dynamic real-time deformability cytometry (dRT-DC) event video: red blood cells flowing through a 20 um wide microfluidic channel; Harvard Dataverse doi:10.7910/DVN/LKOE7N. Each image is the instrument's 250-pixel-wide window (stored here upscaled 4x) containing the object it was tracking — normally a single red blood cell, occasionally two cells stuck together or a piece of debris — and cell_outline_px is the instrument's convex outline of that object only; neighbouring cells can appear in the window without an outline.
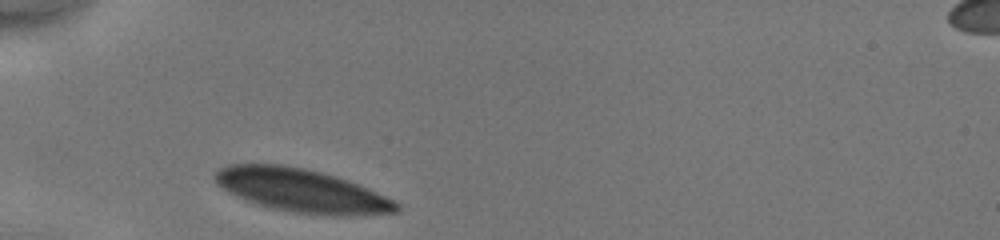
{"species": "human", "species_latin": "Homo sapiens", "temperature_condition": "cold", "stored_images_in_passage": 27, "camera_frame_rate_fps": 3000, "um_per_image_px": 0.085, "donor": {"sex": "male"}, "frame": {"image": 1, "passage_image": 1, "time_ms": 0.0, "image_size_px": [1000, 240], "cell_outline_px": [[400, 208], [396, 212], [360, 216], [336, 216], [292, 212], [272, 208], [256, 204], [224, 188], [212, 176], [220, 168], [228, 164], [280, 164], [304, 168], [336, 176], [348, 180], [376, 192], [400, 204]], "centroid_in_image_um": [25.69, 16.2], "position_along_channel_um": 59.3, "area_um2": 45.37}}
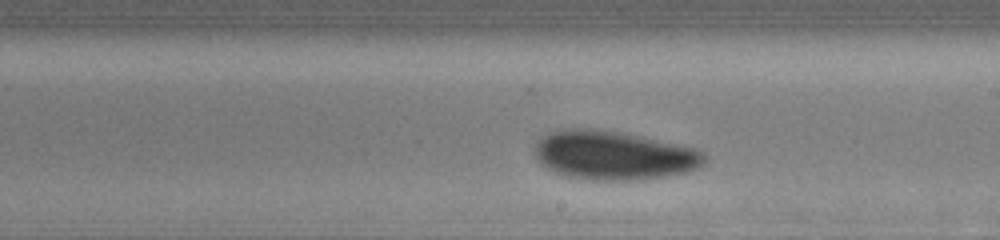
{"frame": {"image": 2, "passage_image": 15, "time_ms": 4.667, "image_size_px": [1000, 240], "cell_outline_px": [[704, 164], [700, 168], [688, 172], [640, 180], [592, 180], [552, 172], [540, 164], [536, 156], [536, 140], [540, 136], [548, 132], [568, 128], [588, 128], [636, 136], [696, 148], [704, 152]], "centroid_in_image_um": [52.13, 13.21], "position_along_channel_um": 236.9, "area_um2": 48.03}}
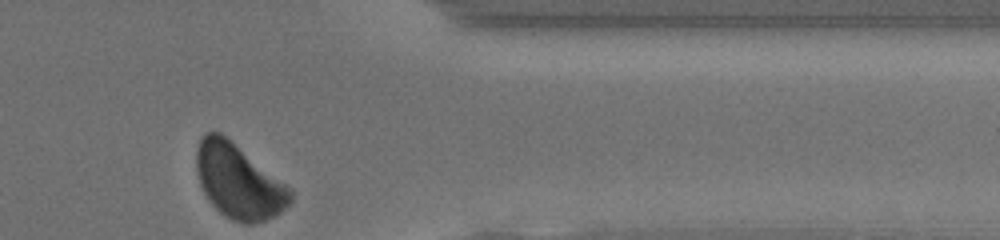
{"frame": {"image": 3, "passage_image": 27, "time_ms": 8.667, "image_size_px": [1000, 240], "cell_outline_px": [[292, 200], [280, 212], [264, 220], [252, 224], [244, 224], [232, 220], [220, 212], [212, 204], [204, 192], [200, 184], [196, 168], [196, 152], [200, 136], [204, 132], [220, 132], [292, 188]], "centroid_in_image_um": [20.27, 15.4], "position_along_channel_um": 391.1, "area_um2": 40.46}, "authors_computed_cell_mechanics": {"area_um2": 46.8758, "velocity_mm_per_s": 4.0825, "shape_relaxation_time_tau1_ms": 2.8743, "shape_relaxation_time_tau2_ms": null, "deformation_change_tau1": 0.0798, "deformation_change_tau2": null}}